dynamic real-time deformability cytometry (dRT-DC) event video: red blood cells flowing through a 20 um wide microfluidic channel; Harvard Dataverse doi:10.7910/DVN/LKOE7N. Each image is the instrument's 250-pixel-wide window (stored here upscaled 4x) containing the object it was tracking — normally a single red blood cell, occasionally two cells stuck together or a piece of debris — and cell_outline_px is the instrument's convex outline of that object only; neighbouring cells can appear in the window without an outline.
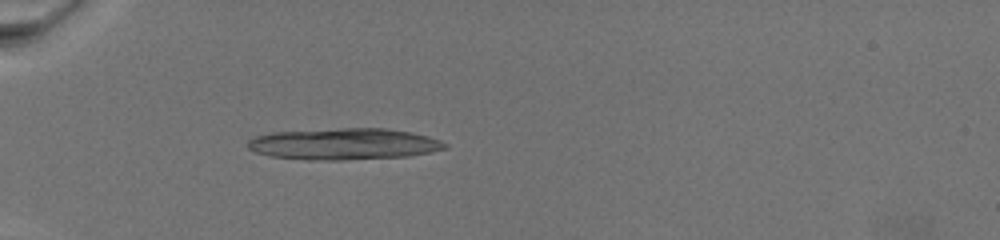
{"species": "common noctule bat (a hibernating species)", "species_latin": "Nyctalus noctula", "temperature_condition": "warm", "stored_images_in_passage": 29, "camera_frame_rate_fps": 3000, "um_per_image_px": 0.085, "animal": {"sex": "female", "body_mass_g": 19.5, "forearm_length_mm": 54.1}, "frame": {"image": 1, "passage_image": 28, "time_ms": 8.0, "image_size_px": [1000, 240], "cell_outline_px": [[448, 148], [408, 156], [340, 160], [308, 160], [272, 156], [256, 152], [248, 148], [248, 140], [252, 136], [272, 132], [340, 128], [384, 128], [408, 132], [428, 136], [440, 140], [448, 144]], "centroid_in_image_um": [29.21, 12.23], "position_along_channel_um": 55.8, "area_um2": 36.13}}